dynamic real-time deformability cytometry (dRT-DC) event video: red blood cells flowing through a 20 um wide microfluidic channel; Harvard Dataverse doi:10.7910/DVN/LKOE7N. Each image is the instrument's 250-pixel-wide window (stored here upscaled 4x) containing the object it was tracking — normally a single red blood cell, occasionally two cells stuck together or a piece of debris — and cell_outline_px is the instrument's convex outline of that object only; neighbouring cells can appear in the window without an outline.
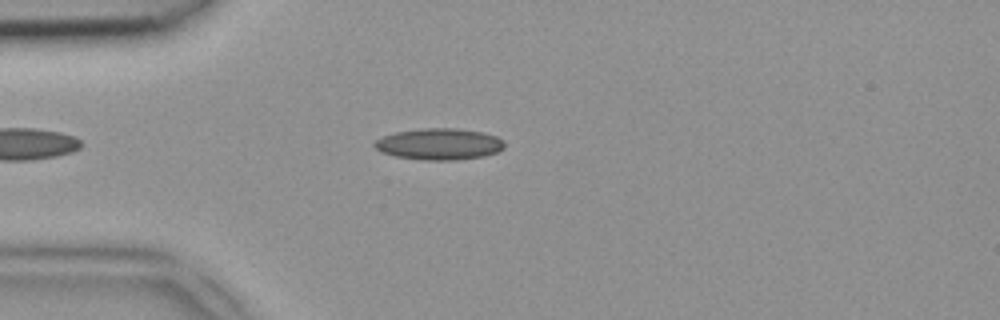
{"species": "common noctule bat (a hibernating species)", "species_latin": "Nyctalus noctula", "temperature_condition": "room temperature", "stored_images_in_passage": 38, "camera_frame_rate_fps": 3000, "um_per_image_px": 0.085, "animal": {"sex": "female", "body_mass_g": 18.4}, "frame": {"image": 1, "passage_image": 6, "time_ms": 1.667, "image_size_px": [1000, 320], "cell_outline_px": [[504, 148], [496, 152], [480, 156], [456, 160], [424, 160], [396, 156], [380, 152], [372, 144], [376, 140], [384, 136], [396, 132], [424, 128], [456, 128], [480, 132], [496, 136], [504, 140]], "centroid_in_image_um": [37.32, 12.24], "position_along_channel_um": 47.7, "area_um2": 23.58}}
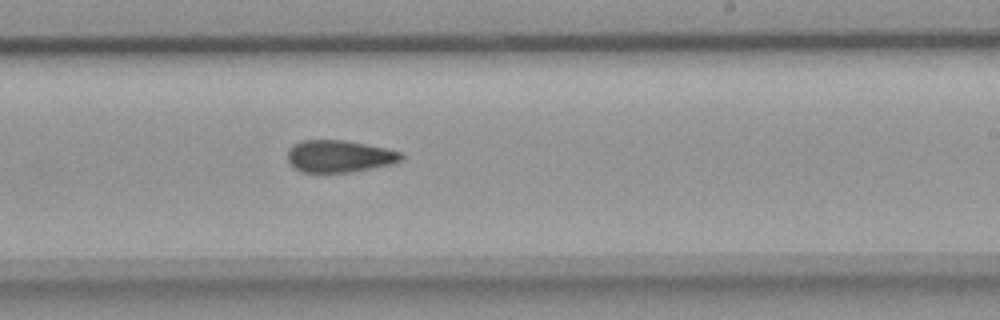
{"frame": {"image": 2, "passage_image": 22, "time_ms": 7.0, "image_size_px": [1000, 320], "cell_outline_px": [[404, 156], [400, 160], [392, 164], [372, 168], [348, 172], [300, 172], [288, 160], [288, 152], [292, 144], [300, 140], [344, 140], [384, 148], [400, 152]], "centroid_in_image_um": [28.81, 13.27], "position_along_channel_um": 260.2, "area_um2": 21.04}}
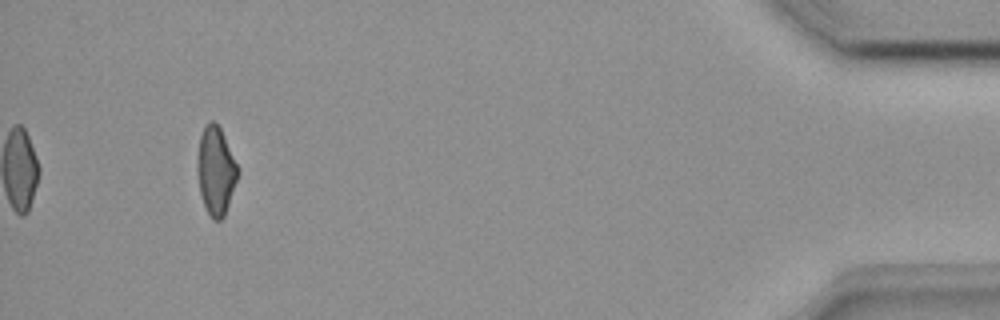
{"frame": {"image": 3, "passage_image": 38, "time_ms": 12.333, "image_size_px": [1000, 320], "cell_outline_px": [[240, 172], [224, 216], [220, 220], [212, 220], [204, 204], [200, 192], [196, 168], [196, 164], [200, 136], [204, 128], [212, 120], [220, 128], [240, 168]], "centroid_in_image_um": [18.36, 14.53], "position_along_channel_um": 416.8, "area_um2": 20.75}}